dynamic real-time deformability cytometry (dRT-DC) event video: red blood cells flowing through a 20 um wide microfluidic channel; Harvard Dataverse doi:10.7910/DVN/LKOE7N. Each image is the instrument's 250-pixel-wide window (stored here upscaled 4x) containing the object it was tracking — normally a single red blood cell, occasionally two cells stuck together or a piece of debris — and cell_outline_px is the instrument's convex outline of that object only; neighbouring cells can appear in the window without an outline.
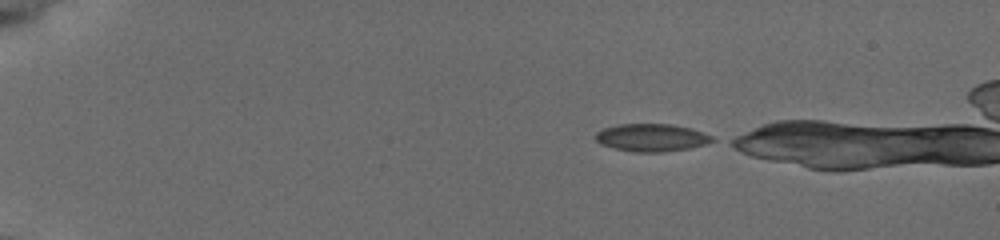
{"species": "common noctule bat (a hibernating species)", "species_latin": "Nyctalus noctula", "temperature_condition": "cold", "stored_images_in_passage": 41, "camera_frame_rate_fps": 3000, "um_per_image_px": 0.085, "animal": {"sex": "female", "body_mass_g": 19.5, "forearm_length_mm": 54.1}, "frame": {"image": 1, "passage_image": 1, "time_ms": 0.0, "image_size_px": [1000, 240], "cell_outline_px": [[720, 140], [688, 148], [660, 152], [632, 152], [612, 148], [600, 144], [596, 140], [596, 132], [604, 128], [620, 124], [672, 124], [692, 128], [712, 136]], "centroid_in_image_um": [55.4, 11.7], "position_along_channel_um": 29.6, "area_um2": 18.9}}
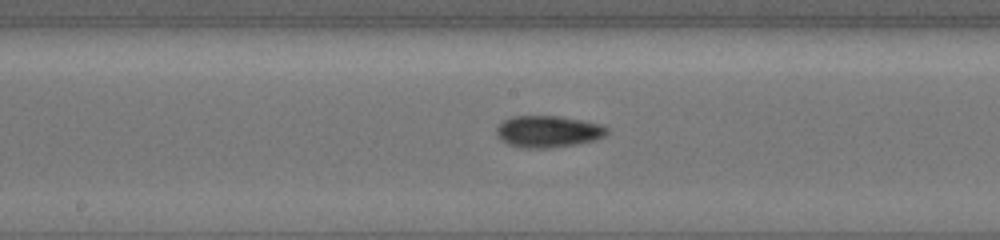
{"frame": {"image": 2, "passage_image": 22, "time_ms": 7.0, "image_size_px": [1000, 240], "cell_outline_px": [[608, 132], [604, 136], [596, 140], [576, 144], [548, 148], [520, 148], [508, 144], [500, 140], [496, 136], [496, 128], [504, 120], [516, 116], [560, 116], [600, 124], [608, 128]], "centroid_in_image_um": [46.57, 11.19], "position_along_channel_um": 201.6, "area_um2": 20.46}}
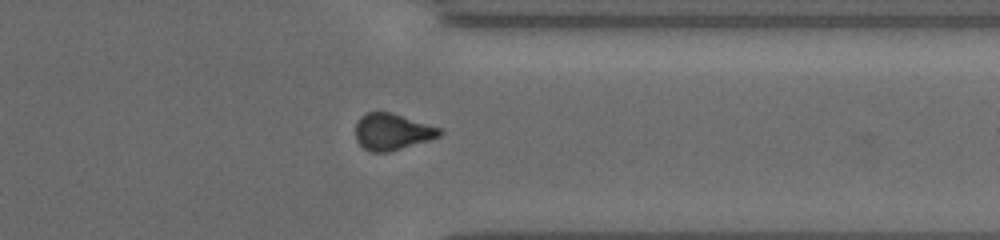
{"frame": {"image": 3, "passage_image": 36, "time_ms": 11.667, "image_size_px": [1000, 240], "cell_outline_px": [[444, 132], [440, 136], [428, 140], [388, 152], [372, 152], [364, 148], [356, 140], [356, 124], [360, 116], [364, 112], [392, 112], [440, 128]], "centroid_in_image_um": [33.32, 11.18], "position_along_channel_um": 378.1, "area_um2": 17.8}}